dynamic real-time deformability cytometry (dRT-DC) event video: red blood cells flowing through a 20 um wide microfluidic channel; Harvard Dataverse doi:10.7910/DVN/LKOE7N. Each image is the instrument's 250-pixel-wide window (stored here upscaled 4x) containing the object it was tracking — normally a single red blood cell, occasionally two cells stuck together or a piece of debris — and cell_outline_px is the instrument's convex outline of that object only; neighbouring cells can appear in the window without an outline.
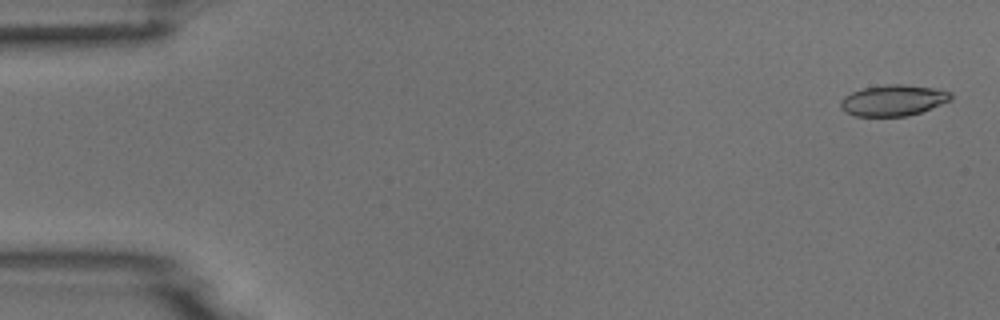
{"species": "common noctule bat (a hibernating species)", "species_latin": "Nyctalus noctula", "temperature_condition": "room temperature", "stored_images_in_passage": 5, "camera_frame_rate_fps": 3000, "um_per_image_px": 0.085, "animal": {"sex": "male", "body_mass_g": 18.8}, "frame": {"image": 1, "passage_image": 1, "time_ms": 0.0, "image_size_px": [1000, 320], "cell_outline_px": [[952, 100], [920, 112], [908, 116], [856, 116], [844, 112], [840, 108], [840, 100], [844, 96], [852, 92], [864, 88], [884, 84], [904, 84], [936, 88], [952, 92]], "centroid_in_image_um": [75.92, 8.52], "position_along_channel_um": 9.1, "area_um2": 20.11}}
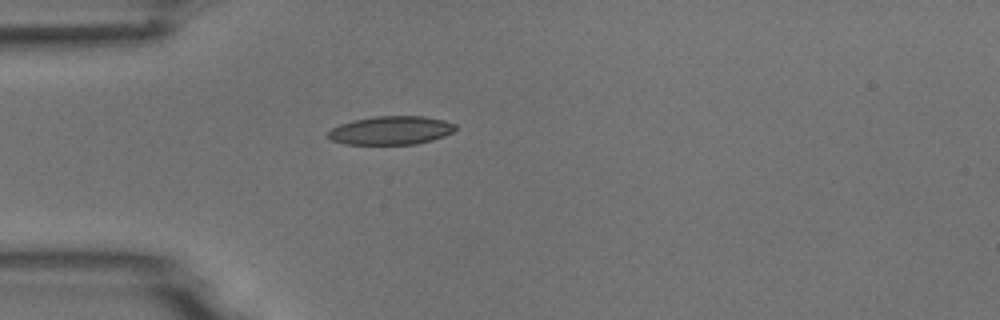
{"frame": {"image": 2, "passage_image": 5, "time_ms": 4.333, "image_size_px": [1000, 320], "cell_outline_px": [[456, 128], [452, 132], [444, 136], [432, 140], [416, 144], [344, 144], [332, 140], [328, 136], [328, 132], [332, 128], [340, 124], [352, 120], [376, 116], [424, 116], [444, 120], [456, 124]], "centroid_in_image_um": [33.24, 11.08], "position_along_channel_um": 51.8, "area_um2": 21.15}}